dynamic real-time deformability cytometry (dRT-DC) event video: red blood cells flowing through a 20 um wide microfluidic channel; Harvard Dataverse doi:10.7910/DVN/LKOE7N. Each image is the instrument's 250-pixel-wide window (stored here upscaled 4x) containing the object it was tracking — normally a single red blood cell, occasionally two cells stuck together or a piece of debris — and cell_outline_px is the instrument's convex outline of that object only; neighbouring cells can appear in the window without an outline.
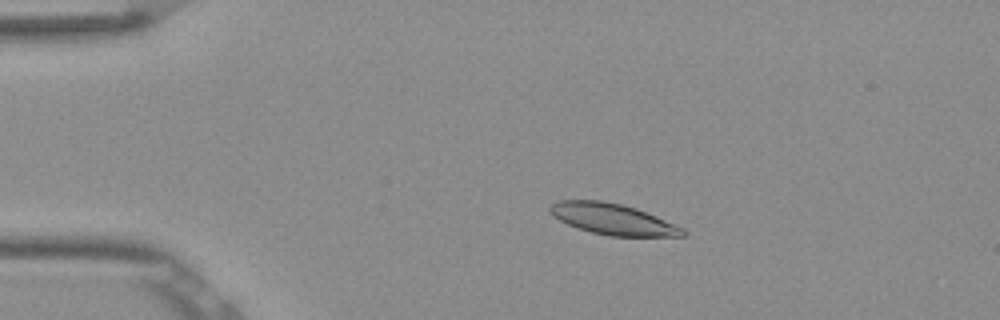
{"species": "Egyptian fruit bat (a non-hibernating species)", "species_latin": "Rousettus aegyptiacus", "temperature_condition": "room temperature", "stored_images_in_passage": 52, "camera_frame_rate_fps": 3000, "um_per_image_px": 0.085, "frame": {"image": 1, "passage_image": 10, "time_ms": 3.0, "image_size_px": [1000, 320], "cell_outline_px": [[688, 236], [608, 236], [576, 228], [560, 220], [548, 212], [548, 208], [552, 204], [560, 200], [604, 200], [636, 208], [656, 216], [684, 228], [688, 232]], "centroid_in_image_um": [52.1, 18.63], "position_along_channel_um": 32.9, "area_um2": 24.1}}
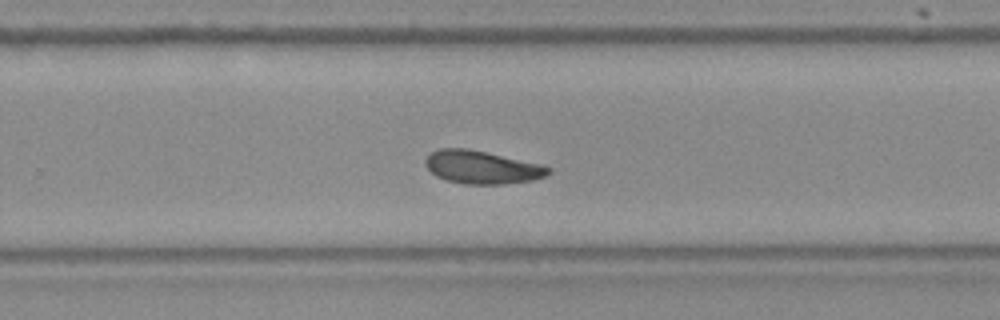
{"frame": {"image": 2, "passage_image": 34, "time_ms": 11.0, "image_size_px": [1000, 320], "cell_outline_px": [[552, 172], [544, 176], [532, 180], [504, 184], [464, 184], [448, 180], [436, 176], [424, 164], [424, 160], [432, 152], [440, 148], [468, 148], [540, 164], [552, 168]], "centroid_in_image_um": [40.96, 14.21], "position_along_channel_um": 288.8, "area_um2": 23.52}}
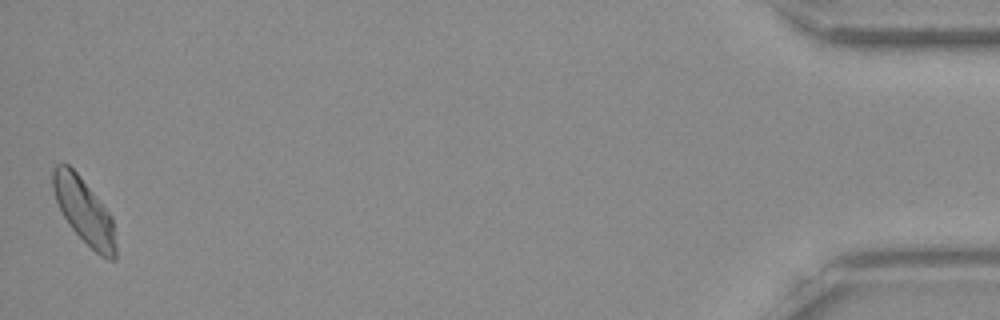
{"frame": {"image": 3, "passage_image": 52, "time_ms": 17.0, "image_size_px": [1000, 320], "cell_outline_px": [[116, 260], [108, 260], [100, 256], [72, 228], [64, 216], [56, 200], [52, 188], [52, 168], [56, 164], [68, 164], [76, 172], [112, 216], [116, 244]], "centroid_in_image_um": [7.15, 17.95], "position_along_channel_um": 428.0, "area_um2": 23.52}, "authors_computed_cell_mechanics": {"area_um2": 23.5824, "velocity_mm_per_s": 3.8295, "shape_relaxation_time_tau1_ms": 7.7273, "shape_relaxation_time_tau2_ms": null, "deformation_change_tau1": 0.1617, "deformation_change_tau2": null}}